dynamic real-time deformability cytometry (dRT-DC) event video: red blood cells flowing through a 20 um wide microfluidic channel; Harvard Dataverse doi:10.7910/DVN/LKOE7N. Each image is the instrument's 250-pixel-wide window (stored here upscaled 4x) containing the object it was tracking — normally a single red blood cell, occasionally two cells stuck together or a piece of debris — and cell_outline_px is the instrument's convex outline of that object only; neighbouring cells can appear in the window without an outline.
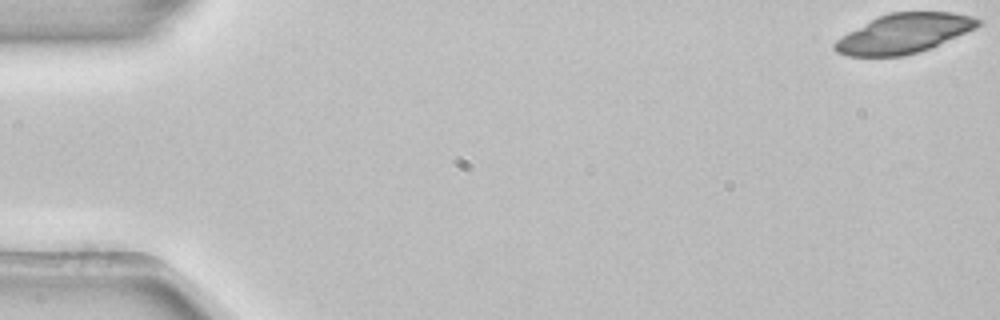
{"species": "common noctule bat (a hibernating species)", "species_latin": "Nyctalus noctula", "temperature_condition": "room temperature", "stored_images_in_passage": 4, "camera_frame_rate_fps": 3000, "um_per_image_px": 0.085, "animal": {"sex": "female", "body_mass_g": 22.7, "forearm_length_mm": 54.2}, "frame": {"image": 1, "passage_image": 1, "time_ms": 0.0, "image_size_px": [1000, 320], "cell_outline_px": [[984, 20], [976, 28], [928, 48], [904, 56], [848, 56], [836, 52], [832, 48], [832, 44], [840, 36], [876, 16], [888, 12], [952, 12], [972, 16]], "centroid_in_image_um": [76.78, 2.83], "position_along_channel_um": 8.2, "area_um2": 32.95}}